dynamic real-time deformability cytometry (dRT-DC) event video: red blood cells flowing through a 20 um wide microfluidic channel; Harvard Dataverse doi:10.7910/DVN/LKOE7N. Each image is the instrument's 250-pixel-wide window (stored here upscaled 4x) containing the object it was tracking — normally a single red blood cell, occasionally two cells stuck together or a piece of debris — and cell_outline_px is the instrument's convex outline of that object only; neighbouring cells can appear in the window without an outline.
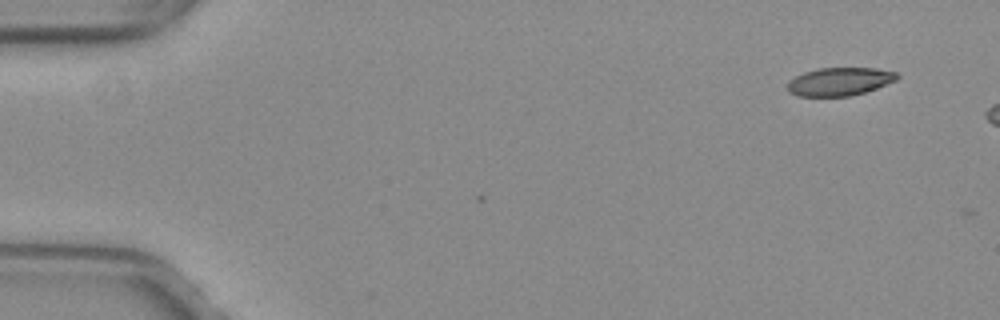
{"species": "common noctule bat (a hibernating species)", "species_latin": "Nyctalus noctula", "temperature_condition": "warm", "stored_images_in_passage": 3, "camera_frame_rate_fps": 3000, "um_per_image_px": 0.085, "animal": {"sex": "female", "body_mass_g": 29.2, "forearm_length_mm": 56.3}, "frame": {"image": 1, "passage_image": 1, "time_ms": 0.0, "image_size_px": [1000, 320], "cell_outline_px": [[900, 76], [896, 80], [876, 88], [852, 96], [800, 96], [788, 92], [788, 80], [804, 72], [820, 68], [876, 68], [896, 72]], "centroid_in_image_um": [71.36, 6.93], "position_along_channel_um": 13.6, "area_um2": 17.92}}